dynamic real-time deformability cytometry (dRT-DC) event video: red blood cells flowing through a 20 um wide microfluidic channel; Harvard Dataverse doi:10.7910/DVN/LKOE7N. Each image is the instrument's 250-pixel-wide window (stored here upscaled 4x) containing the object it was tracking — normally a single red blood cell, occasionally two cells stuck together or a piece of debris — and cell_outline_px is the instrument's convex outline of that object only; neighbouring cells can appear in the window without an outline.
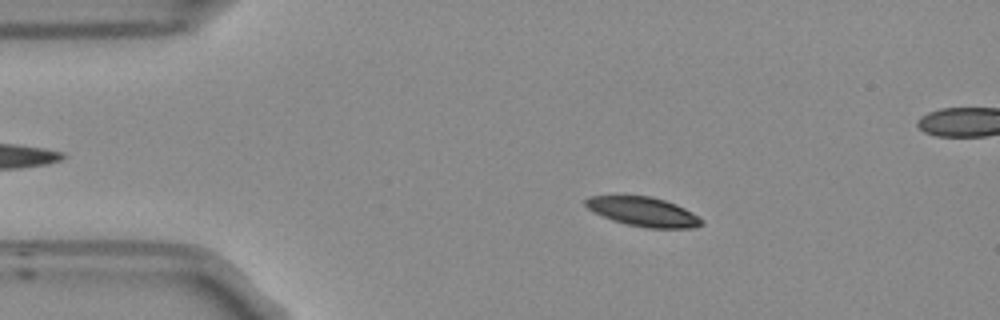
{"species": "Egyptian fruit bat (a non-hibernating species)", "species_latin": "Rousettus aegyptiacus", "temperature_condition": "room temperature", "stored_images_in_passage": 55, "segment_of_instrument_passage": [1, 2], "camera_frame_rate_fps": 3000, "um_per_image_px": 0.085, "frame": {"image": 1, "passage_image": 10, "time_ms": 3.0, "image_size_px": [1000, 320], "cell_outline_px": [[704, 224], [692, 228], [648, 228], [628, 224], [612, 220], [588, 208], [584, 204], [584, 200], [588, 196], [652, 196], [676, 204], [692, 212], [704, 220]], "centroid_in_image_um": [54.71, 17.99], "position_along_channel_um": 30.3, "area_um2": 19.65}}
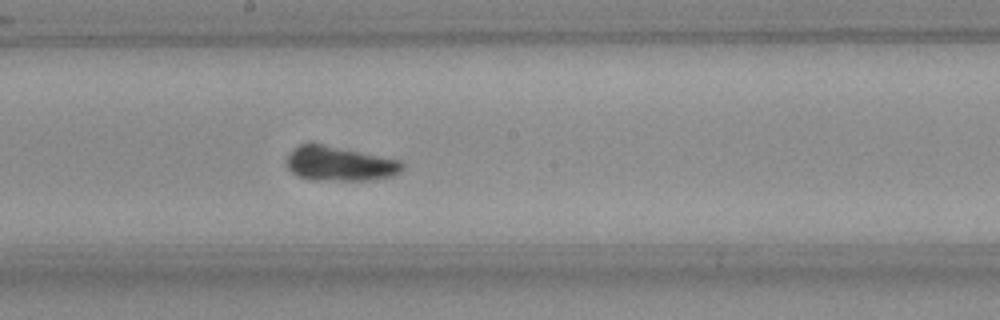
{"frame": {"image": 2, "passage_image": 29, "time_ms": 9.333, "image_size_px": [1000, 320], "cell_outline_px": [[404, 168], [400, 172], [392, 176], [372, 180], [308, 180], [292, 172], [284, 164], [284, 160], [296, 148], [308, 144], [316, 144], [400, 160], [404, 164]], "centroid_in_image_um": [28.88, 13.96], "position_along_channel_um": 219.3, "area_um2": 22.72}}
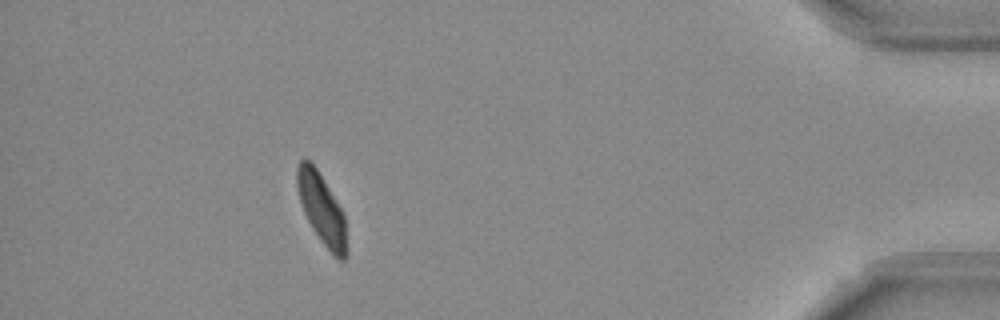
{"frame": {"image": 3, "passage_image": 49, "time_ms": 16.0, "image_size_px": [1000, 320], "cell_outline_px": [[348, 256], [344, 260], [340, 260], [320, 240], [312, 228], [304, 212], [300, 200], [296, 184], [296, 168], [300, 160], [308, 160], [316, 168], [344, 212], [348, 252]], "centroid_in_image_um": [27.36, 17.78], "position_along_channel_um": 407.8, "area_um2": 20.23}}